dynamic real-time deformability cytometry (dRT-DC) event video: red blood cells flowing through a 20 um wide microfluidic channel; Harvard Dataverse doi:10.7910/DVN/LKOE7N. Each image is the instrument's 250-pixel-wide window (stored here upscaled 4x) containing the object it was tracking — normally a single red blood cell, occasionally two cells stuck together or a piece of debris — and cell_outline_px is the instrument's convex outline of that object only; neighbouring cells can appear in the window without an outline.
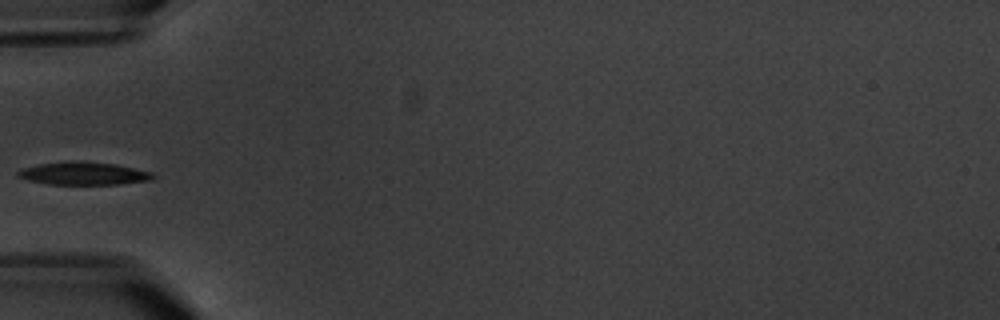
{"species": "common noctule bat (a hibernating species)", "species_latin": "Nyctalus noctula", "temperature_condition": "warm", "stored_images_in_passage": 5, "camera_frame_rate_fps": 3000, "um_per_image_px": 0.085, "animal": {"sex": "male", "body_mass_g": 20.1, "forearm_length_mm": 53.5}, "frame": {"image": 1, "passage_image": 4, "time_ms": 3.667, "image_size_px": [1000, 320], "cell_outline_px": [[156, 176], [152, 180], [120, 184], [48, 184], [28, 180], [16, 176], [16, 172], [20, 168], [36, 164], [64, 160], [80, 160], [116, 164], [152, 172]], "centroid_in_image_um": [7.06, 14.72], "position_along_channel_um": 77.9, "area_um2": 18.44}}